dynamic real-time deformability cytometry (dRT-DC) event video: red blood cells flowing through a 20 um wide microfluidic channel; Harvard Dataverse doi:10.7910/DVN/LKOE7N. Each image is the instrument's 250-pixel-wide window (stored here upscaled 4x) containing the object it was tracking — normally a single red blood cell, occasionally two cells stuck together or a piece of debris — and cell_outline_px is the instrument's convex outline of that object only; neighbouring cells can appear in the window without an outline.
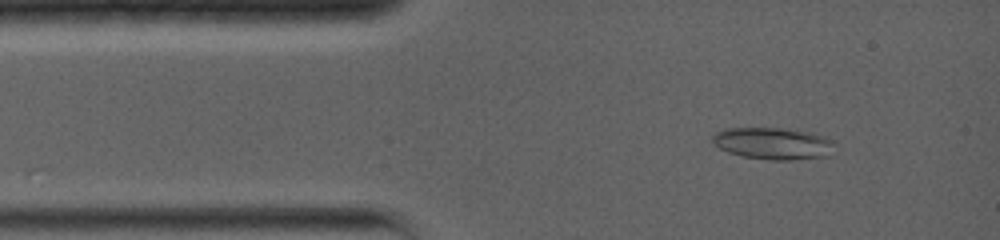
{"species": "common noctule bat (a hibernating species)", "species_latin": "Nyctalus noctula", "temperature_condition": "warm", "stored_images_in_passage": 34, "camera_frame_rate_fps": 5000, "um_per_image_px": 0.085, "animal": {"sex": "female", "body_mass_g": 19.0, "forearm_length_mm": 56.7}, "frame": {"image": 1, "passage_image": 2, "time_ms": 0.6, "image_size_px": [1000, 240], "cell_outline_px": [[832, 144], [828, 156], [792, 160], [772, 160], [744, 156], [728, 152], [720, 148], [712, 140], [712, 136], [716, 132], [724, 128], [780, 128], [812, 132], [824, 136], [832, 140]], "centroid_in_image_um": [65.69, 12.18], "position_along_channel_um": 19.3, "area_um2": 22.48}}
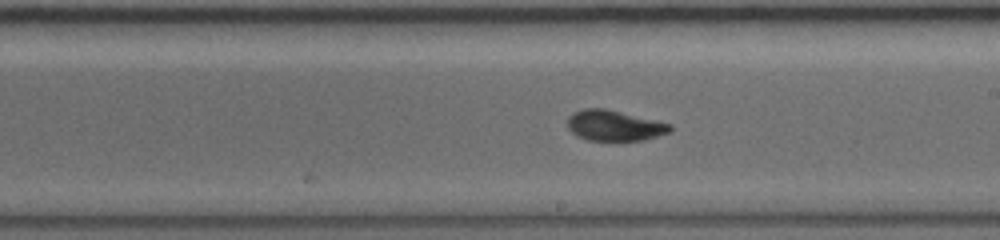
{"frame": {"image": 2, "passage_image": 17, "time_ms": 7.0, "image_size_px": [1000, 240], "cell_outline_px": [[672, 128], [668, 132], [644, 140], [588, 140], [576, 136], [568, 128], [568, 116], [572, 112], [584, 108], [604, 108], [672, 124]], "centroid_in_image_um": [52.18, 10.66], "position_along_channel_um": 236.8, "area_um2": 18.15}}
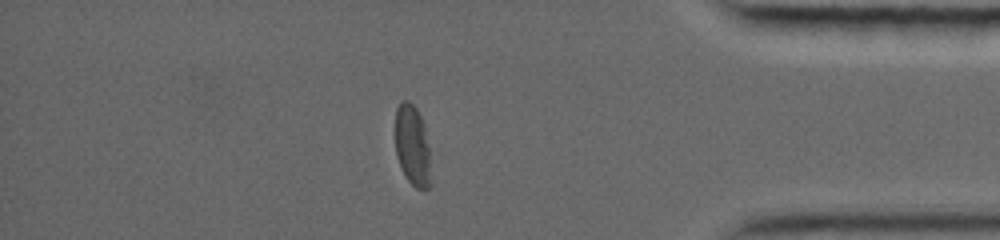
{"frame": {"image": 3, "passage_image": 28, "time_ms": 11.8, "image_size_px": [1000, 240], "cell_outline_px": [[432, 184], [428, 188], [416, 188], [408, 180], [396, 156], [396, 108], [400, 100], [408, 100], [416, 108], [424, 124], [428, 148]], "centroid_in_image_um": [35.06, 12.36], "position_along_channel_um": 400.1, "area_um2": 16.65}, "authors_computed_cell_mechanics": {"area_um2": 19.2185, "velocity_mm_per_s": 3.9543, "shape_relaxation_time_tau1_ms": 4.4492, "shape_relaxation_time_tau2_ms": 3.9615, "deformation_change_tau1": 0.1387, "deformation_change_tau2": 0.0842}}